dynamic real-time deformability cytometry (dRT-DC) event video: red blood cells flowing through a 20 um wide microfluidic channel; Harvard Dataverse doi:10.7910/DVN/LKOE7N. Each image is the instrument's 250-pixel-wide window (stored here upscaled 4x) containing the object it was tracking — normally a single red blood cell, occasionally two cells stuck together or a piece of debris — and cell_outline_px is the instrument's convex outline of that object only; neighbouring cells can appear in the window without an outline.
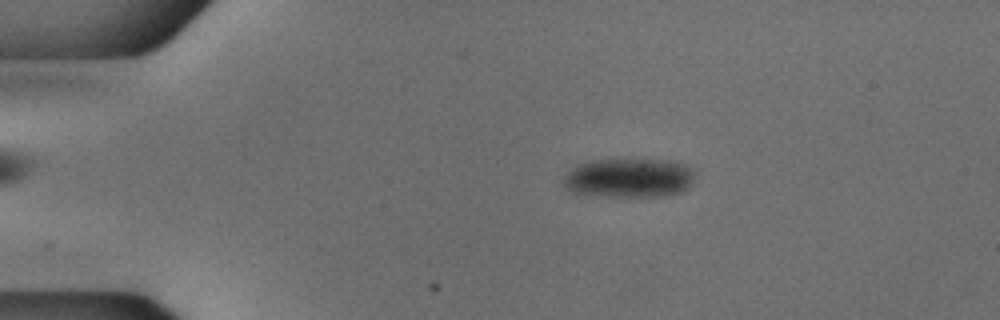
{"species": "common noctule bat (a hibernating species)", "species_latin": "Nyctalus noctula", "temperature_condition": "cold", "stored_images_in_passage": 46, "camera_frame_rate_fps": 3000, "um_per_image_px": 0.085, "animal": {"sex": "male", "body_mass_g": 18.8}, "frame": {"image": 1, "passage_image": 3, "time_ms": 0.667, "image_size_px": [1000, 320], "cell_outline_px": [[696, 176], [692, 184], [688, 188], [680, 192], [668, 196], [588, 196], [572, 192], [564, 188], [560, 184], [560, 180], [572, 168], [580, 164], [592, 160], [668, 160], [684, 164], [692, 168], [696, 172]], "centroid_in_image_um": [53.45, 15.14], "position_along_channel_um": 31.5, "area_um2": 30.63}}
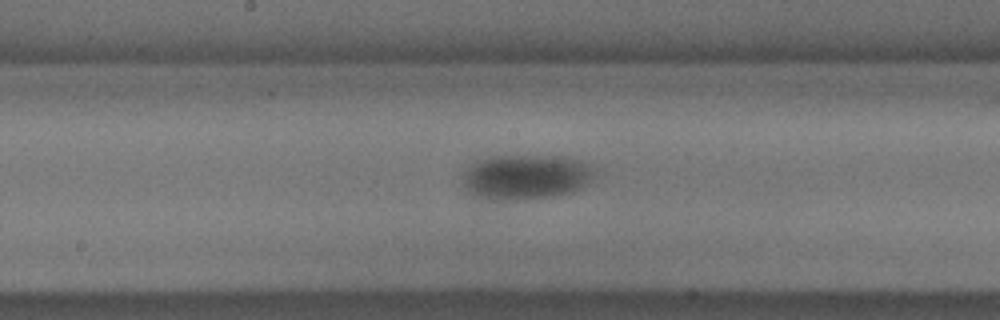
{"frame": {"image": 2, "passage_image": 21, "time_ms": 6.667, "image_size_px": [1000, 320], "cell_outline_px": [[596, 172], [580, 188], [572, 192], [552, 196], [516, 200], [492, 200], [468, 192], [464, 184], [464, 172], [472, 164], [480, 160], [492, 156], [560, 156], [576, 160], [588, 164], [596, 168]], "centroid_in_image_um": [44.7, 15.04], "position_along_channel_um": 203.5, "area_um2": 34.1}}
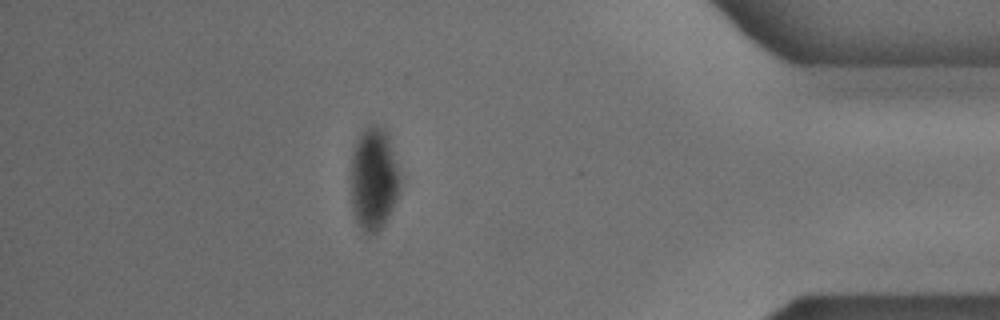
{"frame": {"image": 3, "passage_image": 40, "time_ms": 13.0, "image_size_px": [1000, 320], "cell_outline_px": [[404, 176], [396, 200], [384, 224], [376, 232], [368, 236], [360, 228], [352, 212], [352, 152], [356, 140], [360, 132], [368, 124], [372, 124], [384, 128], [388, 132]], "centroid_in_image_um": [31.82, 15.15], "position_along_channel_um": 403.4, "area_um2": 30.46}}